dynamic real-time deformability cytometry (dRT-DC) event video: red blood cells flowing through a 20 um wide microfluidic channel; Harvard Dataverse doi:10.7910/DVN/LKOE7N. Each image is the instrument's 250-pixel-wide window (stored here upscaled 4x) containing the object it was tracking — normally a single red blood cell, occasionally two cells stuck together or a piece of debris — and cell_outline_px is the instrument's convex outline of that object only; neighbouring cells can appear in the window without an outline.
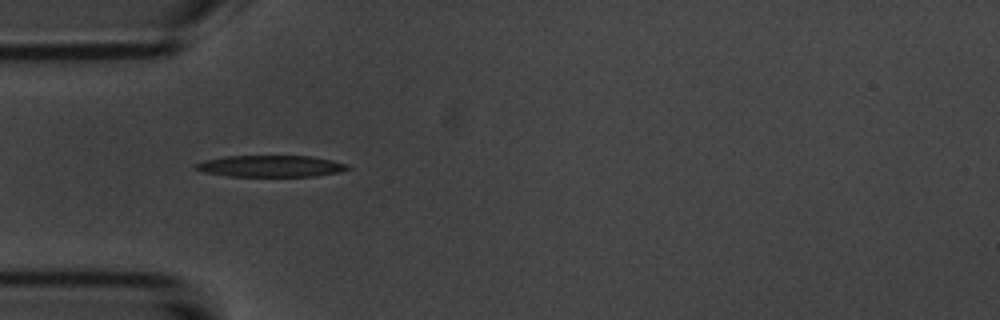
{"species": "common noctule bat (a hibernating species)", "species_latin": "Nyctalus noctula", "temperature_condition": "room temperature", "stored_images_in_passage": 4, "camera_frame_rate_fps": 3000, "um_per_image_px": 0.085, "animal": {"sex": "male", "body_mass_g": 20.1, "forearm_length_mm": 53.5}, "frame": {"image": 1, "passage_image": 1, "time_ms": 0.0, "image_size_px": [1000, 320], "cell_outline_px": [[352, 168], [340, 172], [316, 176], [228, 176], [204, 172], [192, 168], [196, 164], [204, 160], [224, 156], [312, 156], [332, 160], [344, 164]], "centroid_in_image_um": [22.99, 14.12], "position_along_channel_um": 62.0, "area_um2": 19.07}}
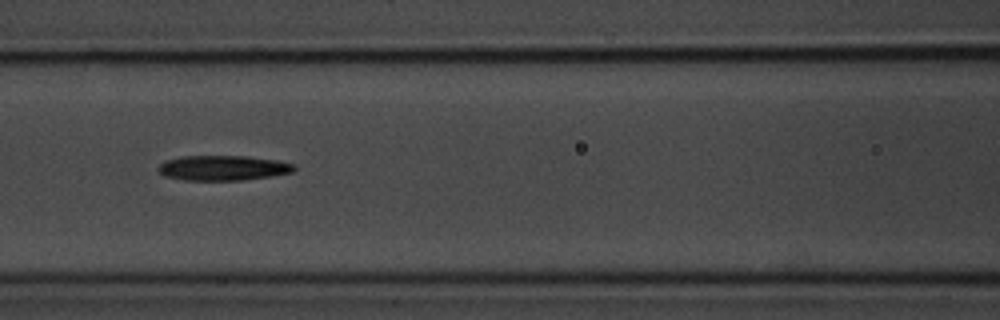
{"frame": {"image": 2, "passage_image": 3, "time_ms": 2.333, "image_size_px": [1000, 320], "cell_outline_px": [[296, 168], [292, 172], [272, 176], [240, 180], [184, 180], [164, 176], [156, 168], [164, 160], [180, 156], [248, 156], [276, 160], [292, 164]], "centroid_in_image_um": [18.9, 14.27], "position_along_channel_um": 147.7, "area_um2": 19.83}}
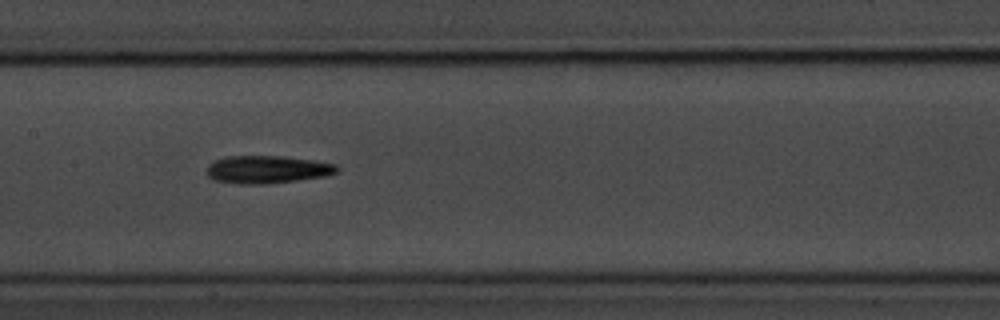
{"frame": {"image": 3, "passage_image": 4, "time_ms": 3.333, "image_size_px": [1000, 320], "cell_outline_px": [[340, 168], [336, 172], [324, 176], [296, 180], [264, 184], [240, 184], [216, 180], [208, 176], [208, 164], [224, 156], [284, 156], [312, 160], [336, 164]], "centroid_in_image_um": [22.71, 14.39], "position_along_channel_um": 184.7, "area_um2": 20.87}}